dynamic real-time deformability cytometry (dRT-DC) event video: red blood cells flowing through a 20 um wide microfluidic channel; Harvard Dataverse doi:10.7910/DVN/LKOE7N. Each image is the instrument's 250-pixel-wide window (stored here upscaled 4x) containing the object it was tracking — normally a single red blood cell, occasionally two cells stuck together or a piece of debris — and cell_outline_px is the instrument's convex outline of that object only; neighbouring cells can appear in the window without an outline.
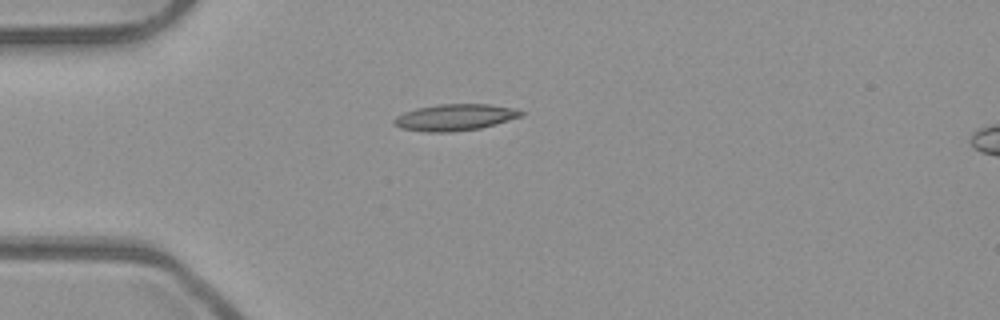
{"species": "common noctule bat (a hibernating species)", "species_latin": "Nyctalus noctula", "temperature_condition": "room temperature", "stored_images_in_passage": 32, "camera_frame_rate_fps": 3000, "um_per_image_px": 0.085, "animal": {"sex": "male", "body_mass_g": 23.1, "forearm_length_mm": 52.7}, "frame": {"image": 1, "passage_image": 1, "time_ms": 0.0, "image_size_px": [1000, 320], "cell_outline_px": [[524, 112], [520, 116], [480, 128], [452, 132], [424, 132], [400, 128], [392, 120], [396, 116], [404, 112], [416, 108], [440, 104], [488, 104], [512, 108]], "centroid_in_image_um": [38.6, 9.97], "position_along_channel_um": 46.4, "area_um2": 19.36}}
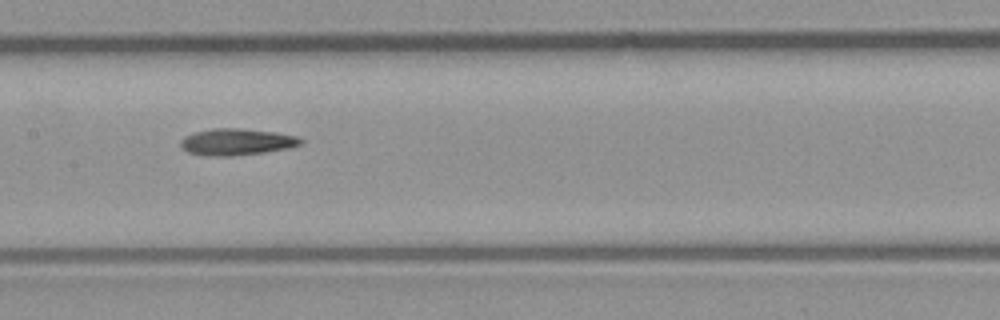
{"frame": {"image": 2, "passage_image": 13, "time_ms": 4.0, "image_size_px": [1000, 320], "cell_outline_px": [[304, 140], [300, 144], [288, 148], [264, 152], [232, 156], [208, 156], [188, 152], [180, 144], [180, 140], [184, 136], [196, 132], [212, 128], [236, 128], [276, 132], [296, 136]], "centroid_in_image_um": [20.1, 12.06], "position_along_channel_um": 187.3, "area_um2": 18.5}}
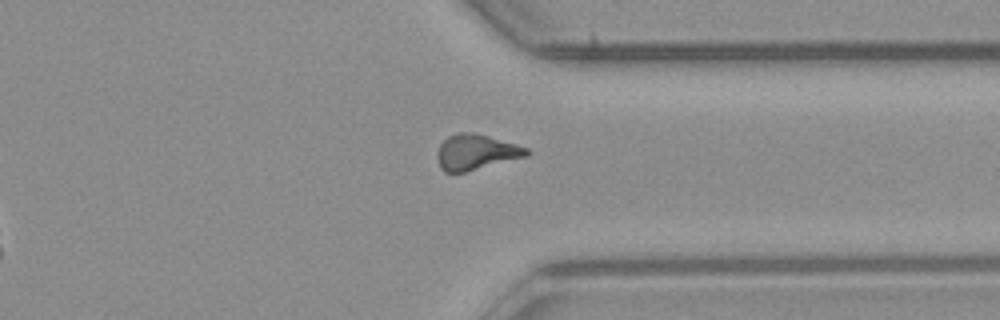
{"frame": {"image": 3, "passage_image": 27, "time_ms": 8.667, "image_size_px": [1000, 320], "cell_outline_px": [[532, 152], [528, 156], [464, 172], [444, 172], [440, 168], [436, 156], [440, 144], [448, 136], [460, 132], [468, 132], [488, 136], [516, 144], [528, 148]], "centroid_in_image_um": [40.46, 12.93], "position_along_channel_um": 370.9, "area_um2": 18.38}}